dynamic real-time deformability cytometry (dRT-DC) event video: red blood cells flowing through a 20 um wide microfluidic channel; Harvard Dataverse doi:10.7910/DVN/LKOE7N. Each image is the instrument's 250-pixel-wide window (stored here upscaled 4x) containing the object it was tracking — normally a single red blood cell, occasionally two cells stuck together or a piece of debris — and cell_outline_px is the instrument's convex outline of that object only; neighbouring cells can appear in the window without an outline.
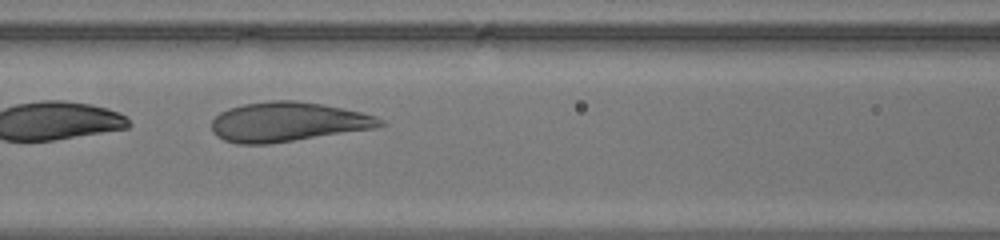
{"species": "human", "species_latin": "Homo sapiens", "temperature_condition": "warm", "stored_images_in_passage": 28, "camera_frame_rate_fps": 3000, "um_per_image_px": 0.085, "donor": {"sex": "male"}, "frame": {"image": 1, "passage_image": 15, "time_ms": 4.667, "image_size_px": [1000, 240], "cell_outline_px": [[388, 124], [376, 128], [268, 144], [236, 144], [224, 140], [216, 136], [212, 132], [212, 120], [220, 112], [228, 108], [244, 104], [268, 100], [296, 100], [344, 108], [376, 116], [384, 120]], "centroid_in_image_um": [24.46, 10.36], "position_along_channel_um": 142.1, "area_um2": 38.96}}
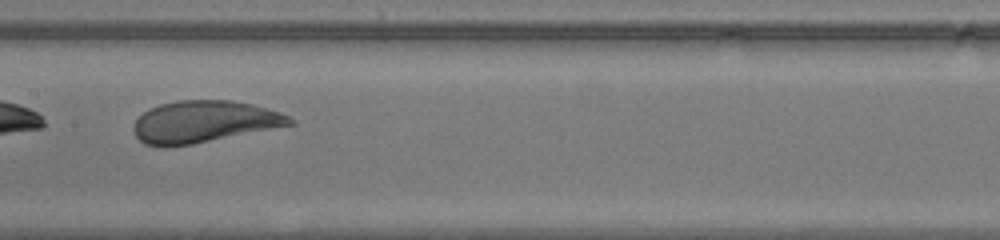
{"frame": {"image": 2, "passage_image": 18, "time_ms": 5.667, "image_size_px": [1000, 240], "cell_outline_px": [[296, 124], [192, 144], [164, 148], [160, 148], [144, 144], [136, 136], [132, 128], [136, 120], [144, 112], [160, 104], [176, 100], [232, 100], [252, 104], [268, 108], [280, 112], [296, 120]], "centroid_in_image_um": [17.34, 10.35], "position_along_channel_um": 190.1, "area_um2": 38.32}}
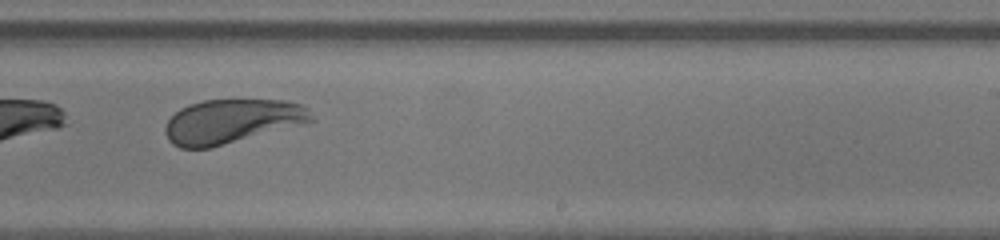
{"frame": {"image": 3, "passage_image": 23, "time_ms": 7.333, "image_size_px": [1000, 240], "cell_outline_px": [[316, 120], [212, 148], [180, 148], [172, 144], [168, 140], [164, 132], [164, 128], [168, 120], [180, 108], [188, 104], [204, 100], [288, 100], [304, 104], [308, 108]], "centroid_in_image_um": [19.7, 10.31], "position_along_channel_um": 269.3, "area_um2": 37.86}}